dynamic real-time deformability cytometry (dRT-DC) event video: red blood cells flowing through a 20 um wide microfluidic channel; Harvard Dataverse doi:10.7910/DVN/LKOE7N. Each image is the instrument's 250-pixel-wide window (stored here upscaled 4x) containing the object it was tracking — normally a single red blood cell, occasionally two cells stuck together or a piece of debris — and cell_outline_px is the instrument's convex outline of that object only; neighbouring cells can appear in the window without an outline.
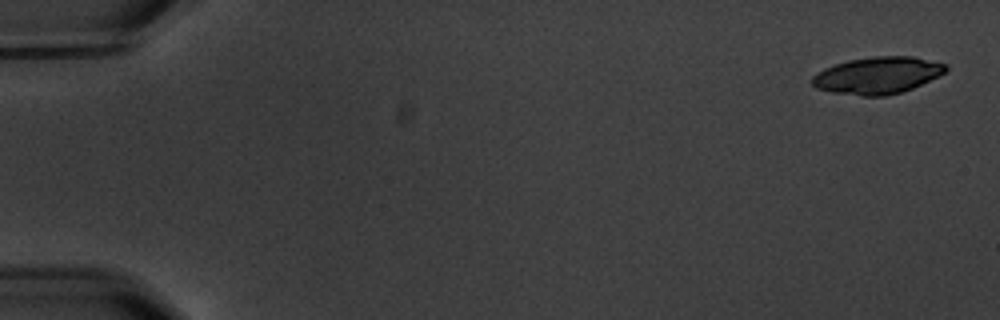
{"species": "common noctule bat (a hibernating species)", "species_latin": "Nyctalus noctula", "temperature_condition": "warm", "stored_images_in_passage": 6, "camera_frame_rate_fps": 3000, "um_per_image_px": 0.085, "animal": {"sex": "male", "body_mass_g": 20.1, "forearm_length_mm": 53.5}, "frame": {"image": 1, "passage_image": 1, "time_ms": 0.0, "image_size_px": [1000, 320], "cell_outline_px": [[948, 68], [940, 76], [912, 88], [888, 96], [860, 96], [832, 92], [816, 88], [812, 84], [812, 76], [816, 72], [824, 68], [848, 60], [872, 56], [912, 56], [948, 64]], "centroid_in_image_um": [74.59, 6.4], "position_along_channel_um": 10.4, "area_um2": 28.9}}